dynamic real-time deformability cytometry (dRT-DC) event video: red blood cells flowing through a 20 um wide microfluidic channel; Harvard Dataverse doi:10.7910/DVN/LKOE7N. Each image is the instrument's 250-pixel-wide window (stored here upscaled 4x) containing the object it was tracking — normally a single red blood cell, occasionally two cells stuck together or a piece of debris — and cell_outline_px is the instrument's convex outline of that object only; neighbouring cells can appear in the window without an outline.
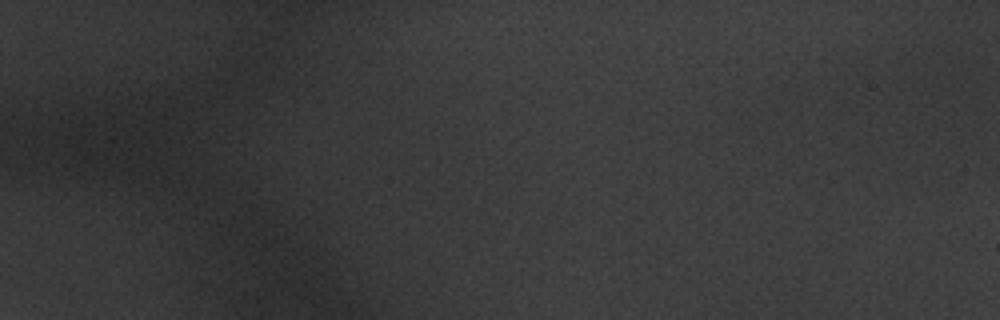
{"species": "common noctule bat (a hibernating species)", "species_latin": "Nyctalus noctula", "temperature_condition": "warm", "stored_images_in_passage": 2, "camera_frame_rate_fps": 3000, "um_per_image_px": 0.085, "animal": {"sex": "male", "body_mass_g": 20.1, "forearm_length_mm": 53.5}, "frame": {"image": 1, "passage_image": 1, "time_ms": 0.0, "image_size_px": [1000, 320], "cell_outline_px": [[972, 84], [960, 96], [900, 92], [896, 80], [900, 52], [952, 40], [964, 56]], "centroid_in_image_um": [79.36, 5.99], "position_along_channel_um": 5.6, "area_um2": 23.64}}